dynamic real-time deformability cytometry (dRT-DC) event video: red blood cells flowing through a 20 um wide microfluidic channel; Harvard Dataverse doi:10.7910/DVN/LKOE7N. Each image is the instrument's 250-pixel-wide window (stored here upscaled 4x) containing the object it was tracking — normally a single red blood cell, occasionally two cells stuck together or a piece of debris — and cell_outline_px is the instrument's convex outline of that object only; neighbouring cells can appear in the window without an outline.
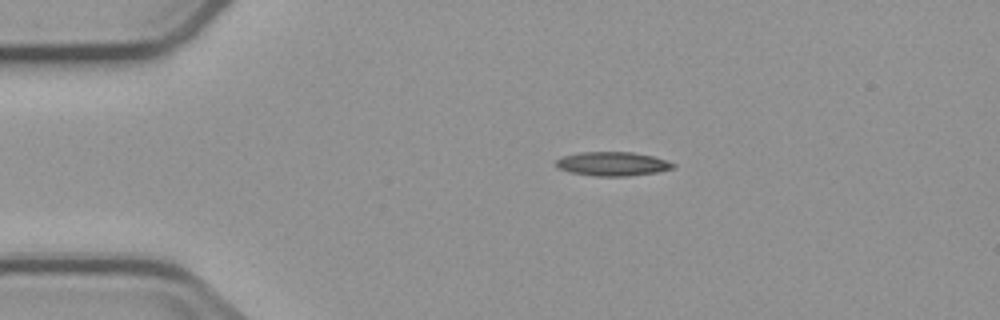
{"species": "common noctule bat (a hibernating species)", "species_latin": "Nyctalus noctula", "temperature_condition": "cold", "stored_images_in_passage": 2, "camera_frame_rate_fps": 3000, "um_per_image_px": 0.085, "animal": {"sex": "male", "body_mass_g": 23.1, "forearm_length_mm": 52.7}, "frame": {"image": 1, "passage_image": 1, "time_ms": 0.0, "image_size_px": [1000, 320], "cell_outline_px": [[676, 168], [656, 172], [628, 176], [596, 176], [568, 172], [560, 168], [556, 164], [556, 160], [564, 156], [580, 152], [632, 152], [652, 156], [676, 164]], "centroid_in_image_um": [52.08, 13.93], "position_along_channel_um": 32.9, "area_um2": 16.24}}